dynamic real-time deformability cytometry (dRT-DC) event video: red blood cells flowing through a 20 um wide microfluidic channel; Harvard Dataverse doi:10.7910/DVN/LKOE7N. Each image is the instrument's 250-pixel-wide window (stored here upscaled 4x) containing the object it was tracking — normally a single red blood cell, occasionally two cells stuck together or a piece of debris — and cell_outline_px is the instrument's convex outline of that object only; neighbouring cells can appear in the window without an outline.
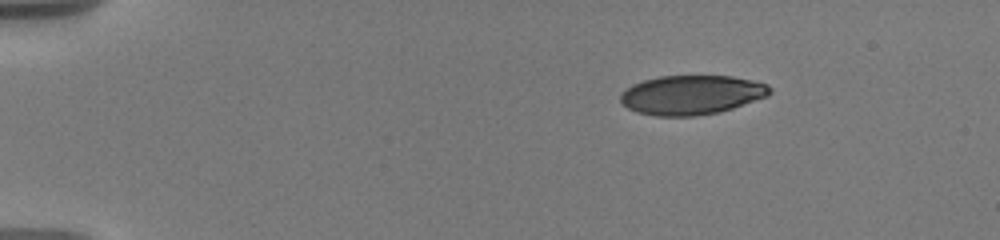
{"species": "human", "species_latin": "Homo sapiens", "temperature_condition": "warm", "stored_images_in_passage": 5, "camera_frame_rate_fps": 3000, "um_per_image_px": 0.085, "donor": {"sex": "male"}, "frame": {"image": 1, "passage_image": 1, "time_ms": 0.0, "image_size_px": [1000, 240], "cell_outline_px": [[772, 92], [768, 96], [720, 112], [696, 116], [656, 116], [636, 112], [628, 108], [620, 100], [620, 96], [632, 84], [644, 80], [660, 76], [732, 76], [752, 80], [768, 84], [772, 88]], "centroid_in_image_um": [58.81, 8.07], "position_along_channel_um": 26.2, "area_um2": 34.22}}